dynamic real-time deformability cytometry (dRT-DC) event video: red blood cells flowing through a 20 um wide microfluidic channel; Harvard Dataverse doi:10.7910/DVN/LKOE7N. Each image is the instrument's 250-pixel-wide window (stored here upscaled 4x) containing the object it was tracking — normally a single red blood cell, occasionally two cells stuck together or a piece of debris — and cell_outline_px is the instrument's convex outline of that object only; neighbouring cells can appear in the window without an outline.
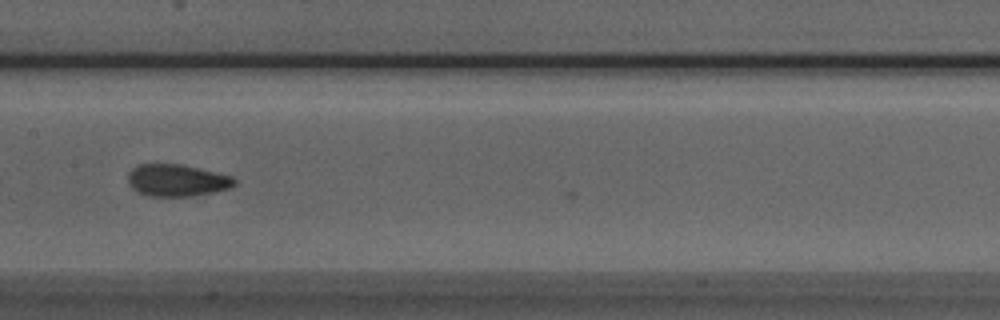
{"species": "Egyptian fruit bat (a non-hibernating species)", "species_latin": "Rousettus aegyptiacus", "temperature_condition": "room temperature", "stored_images_in_passage": 9, "camera_frame_rate_fps": 3000, "um_per_image_px": 0.085, "animal": {"sex": "male"}, "frame": {"image": 1, "passage_image": 7, "time_ms": 2.0, "image_size_px": [1000, 320], "cell_outline_px": [[236, 184], [228, 188], [212, 192], [192, 196], [148, 196], [136, 192], [128, 184], [128, 172], [132, 168], [140, 164], [180, 164], [232, 176], [236, 180]], "centroid_in_image_um": [14.99, 15.33], "position_along_channel_um": 192.4, "area_um2": 19.83}}
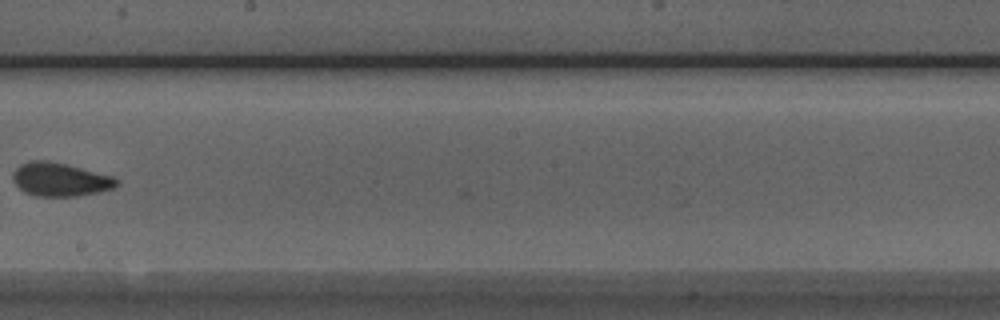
{"frame": {"image": 2, "passage_image": 8, "time_ms": 2.333, "image_size_px": [1000, 320], "cell_outline_px": [[120, 184], [112, 188], [100, 192], [76, 196], [32, 196], [24, 192], [12, 180], [12, 172], [20, 164], [32, 160], [48, 160], [112, 176], [120, 180]], "centroid_in_image_um": [5.09, 15.26], "position_along_channel_um": 243.1, "area_um2": 20.29}}
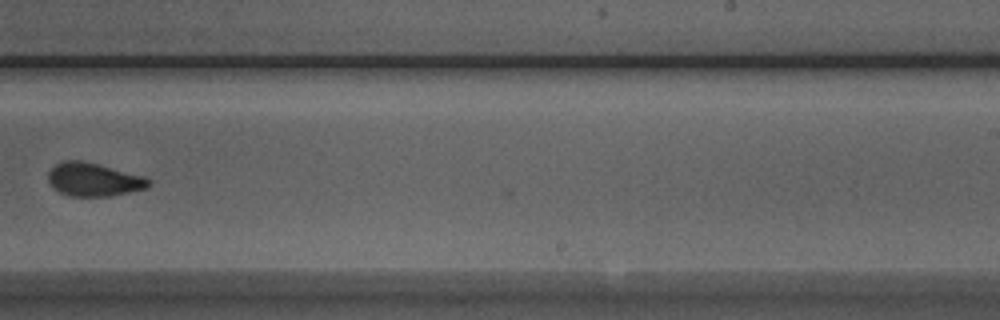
{"frame": {"image": 3, "passage_image": 9, "time_ms": 2.667, "image_size_px": [1000, 320], "cell_outline_px": [[152, 184], [148, 188], [112, 196], [68, 196], [52, 188], [48, 180], [48, 172], [60, 160], [84, 160], [144, 176], [152, 180]], "centroid_in_image_um": [7.97, 15.26], "position_along_channel_um": 281.0, "area_um2": 19.88}}